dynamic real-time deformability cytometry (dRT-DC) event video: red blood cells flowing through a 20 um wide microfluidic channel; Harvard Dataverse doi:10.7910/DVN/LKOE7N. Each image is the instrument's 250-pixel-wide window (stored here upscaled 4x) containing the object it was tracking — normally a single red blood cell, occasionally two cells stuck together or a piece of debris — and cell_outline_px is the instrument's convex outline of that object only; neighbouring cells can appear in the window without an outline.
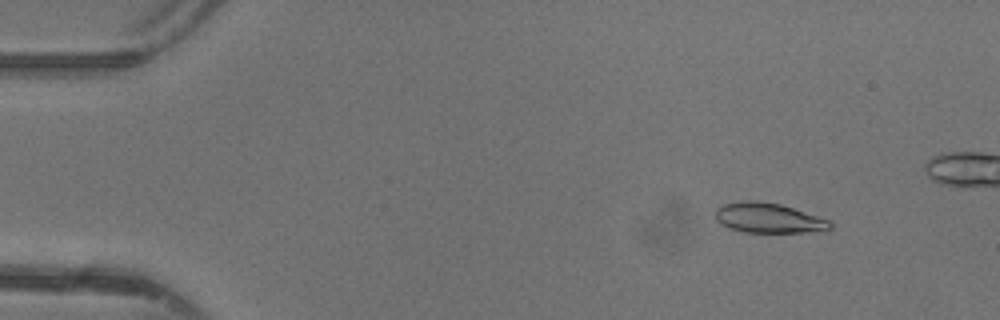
{"species": "common noctule bat (a hibernating species)", "species_latin": "Nyctalus noctula", "temperature_condition": "warm", "stored_images_in_passage": 40, "camera_frame_rate_fps": 3000, "um_per_image_px": 0.085, "animal": {"sex": "female"}, "frame": {"image": 1, "passage_image": 2, "time_ms": 0.333, "image_size_px": [1000, 320], "cell_outline_px": [[832, 228], [808, 232], [744, 232], [728, 228], [720, 224], [716, 220], [716, 208], [720, 204], [744, 200], [756, 200], [780, 204], [832, 220]], "centroid_in_image_um": [65.29, 18.52], "position_along_channel_um": 19.7, "area_um2": 20.23}}
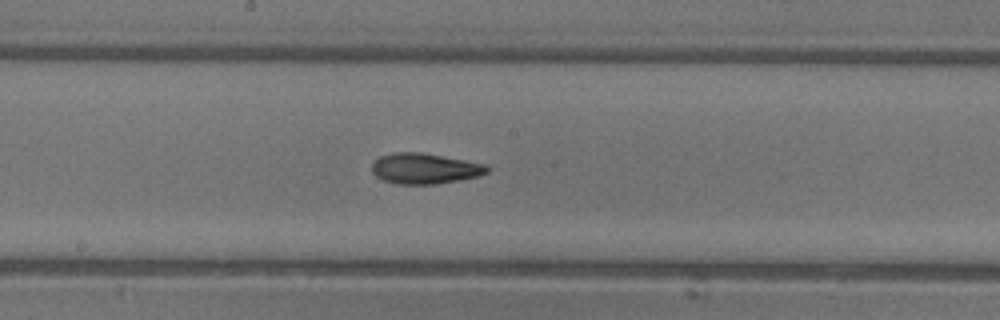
{"frame": {"image": 2, "passage_image": 22, "time_ms": 7.0, "image_size_px": [1000, 320], "cell_outline_px": [[492, 168], [488, 172], [480, 176], [460, 180], [436, 184], [400, 184], [384, 180], [376, 176], [372, 172], [372, 164], [380, 156], [392, 152], [424, 152], [488, 164]], "centroid_in_image_um": [36.17, 14.31], "position_along_channel_um": 212.0, "area_um2": 20.87}}
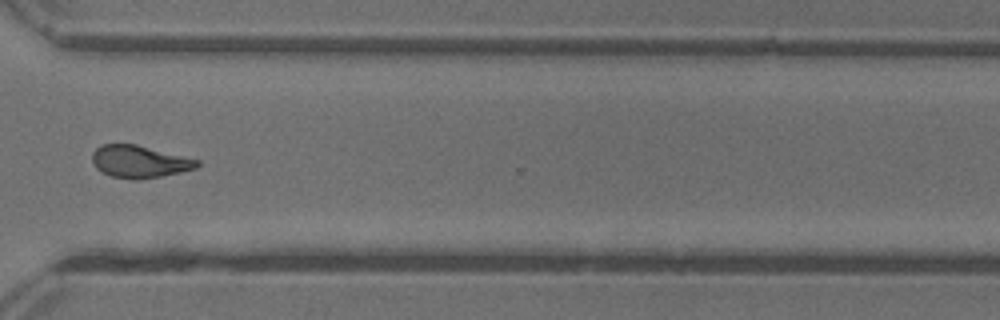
{"frame": {"image": 3, "passage_image": 32, "time_ms": 10.333, "image_size_px": [1000, 320], "cell_outline_px": [[200, 164], [196, 168], [180, 172], [160, 176], [136, 180], [112, 176], [96, 168], [92, 160], [92, 152], [100, 144], [136, 144], [200, 160]], "centroid_in_image_um": [11.85, 13.72], "position_along_channel_um": 358.8, "area_um2": 19.65}, "authors_computed_cell_mechanics": {"area_um2": 20.1722, "velocity_mm_per_s": 4.4182, "shape_relaxation_time_tau1_ms": 10.398, "shape_relaxation_time_tau2_ms": 3.0041, "deformation_change_tau1": 0.2729, "deformation_change_tau2": 0.1109}}